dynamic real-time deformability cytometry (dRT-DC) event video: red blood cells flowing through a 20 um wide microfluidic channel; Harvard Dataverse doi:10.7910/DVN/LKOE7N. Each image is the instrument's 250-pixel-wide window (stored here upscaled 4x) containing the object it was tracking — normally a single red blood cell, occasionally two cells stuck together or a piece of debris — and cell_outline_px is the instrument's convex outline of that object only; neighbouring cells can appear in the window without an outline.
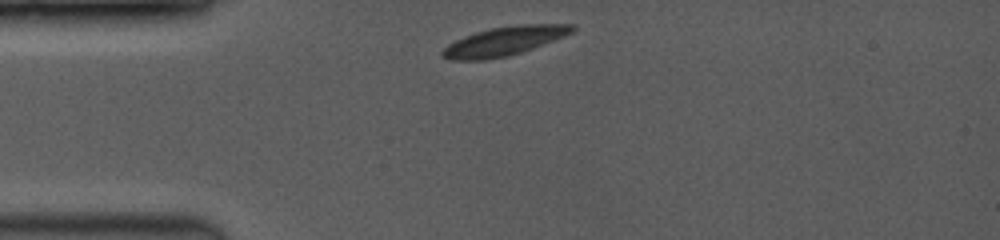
{"species": "common noctule bat (a hibernating species)", "species_latin": "Nyctalus noctula", "temperature_condition": "room temperature", "stored_images_in_passage": 29, "camera_frame_rate_fps": 3500, "um_per_image_px": 0.085, "animal": {"sex": "female", "body_mass_g": 19.0, "forearm_length_mm": 53.3}, "frame": {"image": 1, "passage_image": 1, "time_ms": 0.0, "image_size_px": [1000, 240], "cell_outline_px": [[576, 28], [572, 32], [532, 48], [508, 56], [484, 60], [452, 60], [440, 56], [440, 52], [448, 44], [464, 36], [488, 28], [516, 24], [572, 24]], "centroid_in_image_um": [42.8, 3.49], "position_along_channel_um": 42.2, "area_um2": 21.73}}
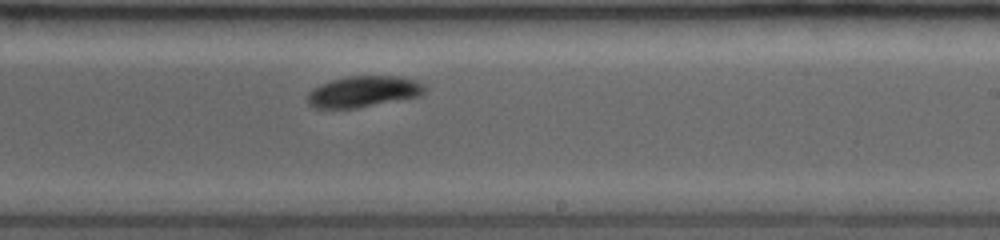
{"frame": {"image": 2, "passage_image": 17, "time_ms": 6.0, "image_size_px": [1000, 240], "cell_outline_px": [[424, 92], [420, 96], [356, 108], [316, 108], [308, 104], [308, 92], [312, 88], [320, 84], [332, 80], [348, 76], [396, 76], [416, 80], [424, 84]], "centroid_in_image_um": [30.87, 7.78], "position_along_channel_um": 258.1, "area_um2": 21.15}}
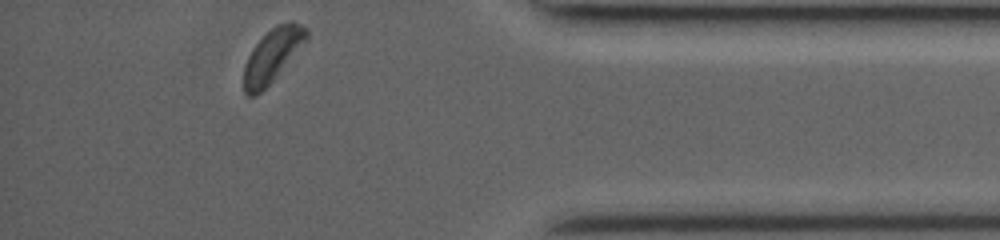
{"frame": {"image": 3, "passage_image": 29, "time_ms": 10.286, "image_size_px": [1000, 240], "cell_outline_px": [[308, 36], [272, 80], [256, 96], [248, 96], [244, 92], [244, 64], [252, 48], [276, 24], [288, 20], [292, 20], [308, 28]], "centroid_in_image_um": [23.12, 4.67], "position_along_channel_um": 412.1, "area_um2": 18.79}, "authors_computed_cell_mechanics": {"area_um2": 21.5594, "velocity_mm_per_s": 3.9945, "shape_relaxation_time_tau1_ms": 1.4756, "shape_relaxation_time_tau2_ms": null, "deformation_change_tau1": 0.0683, "deformation_change_tau2": null}}